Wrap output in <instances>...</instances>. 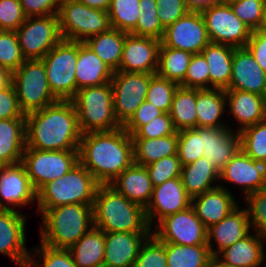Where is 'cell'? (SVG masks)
<instances>
[{
	"label": "cell",
	"instance_id": "6125c7cd",
	"mask_svg": "<svg viewBox=\"0 0 266 267\" xmlns=\"http://www.w3.org/2000/svg\"><path fill=\"white\" fill-rule=\"evenodd\" d=\"M76 1L83 3L84 5L90 8L107 11L112 0H76Z\"/></svg>",
	"mask_w": 266,
	"mask_h": 267
},
{
	"label": "cell",
	"instance_id": "8fae6325",
	"mask_svg": "<svg viewBox=\"0 0 266 267\" xmlns=\"http://www.w3.org/2000/svg\"><path fill=\"white\" fill-rule=\"evenodd\" d=\"M16 33L26 60L42 59L63 40L58 15L27 17Z\"/></svg>",
	"mask_w": 266,
	"mask_h": 267
},
{
	"label": "cell",
	"instance_id": "e0dca14e",
	"mask_svg": "<svg viewBox=\"0 0 266 267\" xmlns=\"http://www.w3.org/2000/svg\"><path fill=\"white\" fill-rule=\"evenodd\" d=\"M32 201H37V191L23 163L0 166V209L13 210L10 206L23 208Z\"/></svg>",
	"mask_w": 266,
	"mask_h": 267
},
{
	"label": "cell",
	"instance_id": "8d00e7d4",
	"mask_svg": "<svg viewBox=\"0 0 266 267\" xmlns=\"http://www.w3.org/2000/svg\"><path fill=\"white\" fill-rule=\"evenodd\" d=\"M169 114L177 132L196 128V89L178 86L173 96Z\"/></svg>",
	"mask_w": 266,
	"mask_h": 267
},
{
	"label": "cell",
	"instance_id": "9c48e42d",
	"mask_svg": "<svg viewBox=\"0 0 266 267\" xmlns=\"http://www.w3.org/2000/svg\"><path fill=\"white\" fill-rule=\"evenodd\" d=\"M60 31L64 40L84 42L111 28L107 11L90 8L76 0L60 3Z\"/></svg>",
	"mask_w": 266,
	"mask_h": 267
},
{
	"label": "cell",
	"instance_id": "ba28073f",
	"mask_svg": "<svg viewBox=\"0 0 266 267\" xmlns=\"http://www.w3.org/2000/svg\"><path fill=\"white\" fill-rule=\"evenodd\" d=\"M78 42L62 40L41 60L46 68L50 91L58 100H71L76 92Z\"/></svg>",
	"mask_w": 266,
	"mask_h": 267
},
{
	"label": "cell",
	"instance_id": "f907efd6",
	"mask_svg": "<svg viewBox=\"0 0 266 267\" xmlns=\"http://www.w3.org/2000/svg\"><path fill=\"white\" fill-rule=\"evenodd\" d=\"M179 86L198 90L210 89L209 67L202 53L192 55L186 76Z\"/></svg>",
	"mask_w": 266,
	"mask_h": 267
},
{
	"label": "cell",
	"instance_id": "2e32d148",
	"mask_svg": "<svg viewBox=\"0 0 266 267\" xmlns=\"http://www.w3.org/2000/svg\"><path fill=\"white\" fill-rule=\"evenodd\" d=\"M161 40L127 33L118 71L156 74Z\"/></svg>",
	"mask_w": 266,
	"mask_h": 267
},
{
	"label": "cell",
	"instance_id": "f6af8a7d",
	"mask_svg": "<svg viewBox=\"0 0 266 267\" xmlns=\"http://www.w3.org/2000/svg\"><path fill=\"white\" fill-rule=\"evenodd\" d=\"M25 60L16 31L0 30V67L12 73Z\"/></svg>",
	"mask_w": 266,
	"mask_h": 267
},
{
	"label": "cell",
	"instance_id": "03108f58",
	"mask_svg": "<svg viewBox=\"0 0 266 267\" xmlns=\"http://www.w3.org/2000/svg\"><path fill=\"white\" fill-rule=\"evenodd\" d=\"M258 30L266 32V1H265V4H264L262 20H261L260 27H259Z\"/></svg>",
	"mask_w": 266,
	"mask_h": 267
},
{
	"label": "cell",
	"instance_id": "8992f818",
	"mask_svg": "<svg viewBox=\"0 0 266 267\" xmlns=\"http://www.w3.org/2000/svg\"><path fill=\"white\" fill-rule=\"evenodd\" d=\"M71 101L82 134L112 131L122 127L114 114L111 83L81 88Z\"/></svg>",
	"mask_w": 266,
	"mask_h": 267
},
{
	"label": "cell",
	"instance_id": "b9f144b4",
	"mask_svg": "<svg viewBox=\"0 0 266 267\" xmlns=\"http://www.w3.org/2000/svg\"><path fill=\"white\" fill-rule=\"evenodd\" d=\"M139 16L136 28L131 34L137 36L153 37L161 40L165 28L158 16V6L155 0H140Z\"/></svg>",
	"mask_w": 266,
	"mask_h": 267
},
{
	"label": "cell",
	"instance_id": "3957f363",
	"mask_svg": "<svg viewBox=\"0 0 266 267\" xmlns=\"http://www.w3.org/2000/svg\"><path fill=\"white\" fill-rule=\"evenodd\" d=\"M94 227L104 232L152 233L145 209L110 185H99L93 204Z\"/></svg>",
	"mask_w": 266,
	"mask_h": 267
},
{
	"label": "cell",
	"instance_id": "be15d7a7",
	"mask_svg": "<svg viewBox=\"0 0 266 267\" xmlns=\"http://www.w3.org/2000/svg\"><path fill=\"white\" fill-rule=\"evenodd\" d=\"M11 83V73L0 67V90L5 88Z\"/></svg>",
	"mask_w": 266,
	"mask_h": 267
},
{
	"label": "cell",
	"instance_id": "9f6ffc18",
	"mask_svg": "<svg viewBox=\"0 0 266 267\" xmlns=\"http://www.w3.org/2000/svg\"><path fill=\"white\" fill-rule=\"evenodd\" d=\"M158 6L159 20L164 28L176 22L190 10L185 0H155Z\"/></svg>",
	"mask_w": 266,
	"mask_h": 267
},
{
	"label": "cell",
	"instance_id": "680465c9",
	"mask_svg": "<svg viewBox=\"0 0 266 267\" xmlns=\"http://www.w3.org/2000/svg\"><path fill=\"white\" fill-rule=\"evenodd\" d=\"M26 17L58 15L59 0H19Z\"/></svg>",
	"mask_w": 266,
	"mask_h": 267
},
{
	"label": "cell",
	"instance_id": "d6a6232c",
	"mask_svg": "<svg viewBox=\"0 0 266 267\" xmlns=\"http://www.w3.org/2000/svg\"><path fill=\"white\" fill-rule=\"evenodd\" d=\"M180 178L191 198L219 187L217 184L213 186L214 181H219V172L204 156L193 163L183 165Z\"/></svg>",
	"mask_w": 266,
	"mask_h": 267
},
{
	"label": "cell",
	"instance_id": "44dd1931",
	"mask_svg": "<svg viewBox=\"0 0 266 267\" xmlns=\"http://www.w3.org/2000/svg\"><path fill=\"white\" fill-rule=\"evenodd\" d=\"M229 128H194L202 136L203 156L219 173L240 149L239 132Z\"/></svg>",
	"mask_w": 266,
	"mask_h": 267
},
{
	"label": "cell",
	"instance_id": "484cf974",
	"mask_svg": "<svg viewBox=\"0 0 266 267\" xmlns=\"http://www.w3.org/2000/svg\"><path fill=\"white\" fill-rule=\"evenodd\" d=\"M229 113L239 123L238 132L266 119V97L250 92L225 89Z\"/></svg>",
	"mask_w": 266,
	"mask_h": 267
},
{
	"label": "cell",
	"instance_id": "9a60e30c",
	"mask_svg": "<svg viewBox=\"0 0 266 267\" xmlns=\"http://www.w3.org/2000/svg\"><path fill=\"white\" fill-rule=\"evenodd\" d=\"M210 42L200 11H189L166 27L161 39V45L191 54L201 53Z\"/></svg>",
	"mask_w": 266,
	"mask_h": 267
},
{
	"label": "cell",
	"instance_id": "f1b7e54d",
	"mask_svg": "<svg viewBox=\"0 0 266 267\" xmlns=\"http://www.w3.org/2000/svg\"><path fill=\"white\" fill-rule=\"evenodd\" d=\"M264 240L254 232L222 250L217 257L238 267H260L266 259Z\"/></svg>",
	"mask_w": 266,
	"mask_h": 267
},
{
	"label": "cell",
	"instance_id": "ffe728a7",
	"mask_svg": "<svg viewBox=\"0 0 266 267\" xmlns=\"http://www.w3.org/2000/svg\"><path fill=\"white\" fill-rule=\"evenodd\" d=\"M219 180L241 186L245 199L266 188V164L253 160L239 149L219 173Z\"/></svg>",
	"mask_w": 266,
	"mask_h": 267
},
{
	"label": "cell",
	"instance_id": "6f0895ef",
	"mask_svg": "<svg viewBox=\"0 0 266 267\" xmlns=\"http://www.w3.org/2000/svg\"><path fill=\"white\" fill-rule=\"evenodd\" d=\"M25 118L12 83L0 90V120Z\"/></svg>",
	"mask_w": 266,
	"mask_h": 267
},
{
	"label": "cell",
	"instance_id": "7dc6e473",
	"mask_svg": "<svg viewBox=\"0 0 266 267\" xmlns=\"http://www.w3.org/2000/svg\"><path fill=\"white\" fill-rule=\"evenodd\" d=\"M177 155L182 166L203 157L202 136L195 129L178 131Z\"/></svg>",
	"mask_w": 266,
	"mask_h": 267
},
{
	"label": "cell",
	"instance_id": "52a82bcc",
	"mask_svg": "<svg viewBox=\"0 0 266 267\" xmlns=\"http://www.w3.org/2000/svg\"><path fill=\"white\" fill-rule=\"evenodd\" d=\"M18 104L22 112L38 111L58 101L50 91L46 68L41 59L25 60L11 73Z\"/></svg>",
	"mask_w": 266,
	"mask_h": 267
},
{
	"label": "cell",
	"instance_id": "4316f807",
	"mask_svg": "<svg viewBox=\"0 0 266 267\" xmlns=\"http://www.w3.org/2000/svg\"><path fill=\"white\" fill-rule=\"evenodd\" d=\"M109 185L129 201L144 209L151 201L153 185L145 166L133 163Z\"/></svg>",
	"mask_w": 266,
	"mask_h": 267
},
{
	"label": "cell",
	"instance_id": "816d5d0a",
	"mask_svg": "<svg viewBox=\"0 0 266 267\" xmlns=\"http://www.w3.org/2000/svg\"><path fill=\"white\" fill-rule=\"evenodd\" d=\"M266 0H239L229 2L234 14L252 31L260 27Z\"/></svg>",
	"mask_w": 266,
	"mask_h": 267
},
{
	"label": "cell",
	"instance_id": "003e7915",
	"mask_svg": "<svg viewBox=\"0 0 266 267\" xmlns=\"http://www.w3.org/2000/svg\"><path fill=\"white\" fill-rule=\"evenodd\" d=\"M234 1H239V0H222V2H225V3L234 2Z\"/></svg>",
	"mask_w": 266,
	"mask_h": 267
},
{
	"label": "cell",
	"instance_id": "5b68a950",
	"mask_svg": "<svg viewBox=\"0 0 266 267\" xmlns=\"http://www.w3.org/2000/svg\"><path fill=\"white\" fill-rule=\"evenodd\" d=\"M99 185L78 162L67 174L46 183L37 191V207L50 209L66 204L93 205Z\"/></svg>",
	"mask_w": 266,
	"mask_h": 267
},
{
	"label": "cell",
	"instance_id": "91938a15",
	"mask_svg": "<svg viewBox=\"0 0 266 267\" xmlns=\"http://www.w3.org/2000/svg\"><path fill=\"white\" fill-rule=\"evenodd\" d=\"M257 64L266 72V32L253 30L246 44Z\"/></svg>",
	"mask_w": 266,
	"mask_h": 267
},
{
	"label": "cell",
	"instance_id": "7402d4cb",
	"mask_svg": "<svg viewBox=\"0 0 266 267\" xmlns=\"http://www.w3.org/2000/svg\"><path fill=\"white\" fill-rule=\"evenodd\" d=\"M226 89L250 92L266 97V72L246 47L234 49L232 75Z\"/></svg>",
	"mask_w": 266,
	"mask_h": 267
},
{
	"label": "cell",
	"instance_id": "e7e4bbea",
	"mask_svg": "<svg viewBox=\"0 0 266 267\" xmlns=\"http://www.w3.org/2000/svg\"><path fill=\"white\" fill-rule=\"evenodd\" d=\"M209 267H238V266H233L226 264L225 262L221 261L217 256H212Z\"/></svg>",
	"mask_w": 266,
	"mask_h": 267
},
{
	"label": "cell",
	"instance_id": "74e56055",
	"mask_svg": "<svg viewBox=\"0 0 266 267\" xmlns=\"http://www.w3.org/2000/svg\"><path fill=\"white\" fill-rule=\"evenodd\" d=\"M208 245H177L166 243L167 267H209Z\"/></svg>",
	"mask_w": 266,
	"mask_h": 267
},
{
	"label": "cell",
	"instance_id": "d4e9b609",
	"mask_svg": "<svg viewBox=\"0 0 266 267\" xmlns=\"http://www.w3.org/2000/svg\"><path fill=\"white\" fill-rule=\"evenodd\" d=\"M191 205L206 228L218 223L238 206L231 192L221 184L193 197Z\"/></svg>",
	"mask_w": 266,
	"mask_h": 267
},
{
	"label": "cell",
	"instance_id": "ab89813d",
	"mask_svg": "<svg viewBox=\"0 0 266 267\" xmlns=\"http://www.w3.org/2000/svg\"><path fill=\"white\" fill-rule=\"evenodd\" d=\"M140 0H112L107 10L111 28L131 33L137 25Z\"/></svg>",
	"mask_w": 266,
	"mask_h": 267
},
{
	"label": "cell",
	"instance_id": "7c38bea8",
	"mask_svg": "<svg viewBox=\"0 0 266 267\" xmlns=\"http://www.w3.org/2000/svg\"><path fill=\"white\" fill-rule=\"evenodd\" d=\"M200 12L212 43L246 47L252 30L234 14L229 3L221 1Z\"/></svg>",
	"mask_w": 266,
	"mask_h": 267
},
{
	"label": "cell",
	"instance_id": "4dcf8cb0",
	"mask_svg": "<svg viewBox=\"0 0 266 267\" xmlns=\"http://www.w3.org/2000/svg\"><path fill=\"white\" fill-rule=\"evenodd\" d=\"M234 47L210 42L201 53L209 67L210 89H226L232 75Z\"/></svg>",
	"mask_w": 266,
	"mask_h": 267
},
{
	"label": "cell",
	"instance_id": "ee69618b",
	"mask_svg": "<svg viewBox=\"0 0 266 267\" xmlns=\"http://www.w3.org/2000/svg\"><path fill=\"white\" fill-rule=\"evenodd\" d=\"M179 84L153 74L150 79L146 101L152 103L164 113H169L172 105V100Z\"/></svg>",
	"mask_w": 266,
	"mask_h": 267
},
{
	"label": "cell",
	"instance_id": "60d3db41",
	"mask_svg": "<svg viewBox=\"0 0 266 267\" xmlns=\"http://www.w3.org/2000/svg\"><path fill=\"white\" fill-rule=\"evenodd\" d=\"M240 149L255 161L266 164V119L239 132Z\"/></svg>",
	"mask_w": 266,
	"mask_h": 267
},
{
	"label": "cell",
	"instance_id": "11a10c76",
	"mask_svg": "<svg viewBox=\"0 0 266 267\" xmlns=\"http://www.w3.org/2000/svg\"><path fill=\"white\" fill-rule=\"evenodd\" d=\"M163 113L162 110L145 100L122 127L132 136L141 126Z\"/></svg>",
	"mask_w": 266,
	"mask_h": 267
},
{
	"label": "cell",
	"instance_id": "836d02e7",
	"mask_svg": "<svg viewBox=\"0 0 266 267\" xmlns=\"http://www.w3.org/2000/svg\"><path fill=\"white\" fill-rule=\"evenodd\" d=\"M105 232L93 227L68 250L77 267H103Z\"/></svg>",
	"mask_w": 266,
	"mask_h": 267
},
{
	"label": "cell",
	"instance_id": "a7ac6f4b",
	"mask_svg": "<svg viewBox=\"0 0 266 267\" xmlns=\"http://www.w3.org/2000/svg\"><path fill=\"white\" fill-rule=\"evenodd\" d=\"M60 1V3H62V2H65V1H69V0H59Z\"/></svg>",
	"mask_w": 266,
	"mask_h": 267
},
{
	"label": "cell",
	"instance_id": "681fc988",
	"mask_svg": "<svg viewBox=\"0 0 266 267\" xmlns=\"http://www.w3.org/2000/svg\"><path fill=\"white\" fill-rule=\"evenodd\" d=\"M153 187L161 185L166 180L179 178L182 171V164L178 155H171L152 162L145 166Z\"/></svg>",
	"mask_w": 266,
	"mask_h": 267
},
{
	"label": "cell",
	"instance_id": "d6986e66",
	"mask_svg": "<svg viewBox=\"0 0 266 267\" xmlns=\"http://www.w3.org/2000/svg\"><path fill=\"white\" fill-rule=\"evenodd\" d=\"M191 203L192 198L185 191L180 177L166 180L161 185L153 187L151 201L145 209L150 228L157 217L159 222L166 216L186 209Z\"/></svg>",
	"mask_w": 266,
	"mask_h": 267
},
{
	"label": "cell",
	"instance_id": "db71d44e",
	"mask_svg": "<svg viewBox=\"0 0 266 267\" xmlns=\"http://www.w3.org/2000/svg\"><path fill=\"white\" fill-rule=\"evenodd\" d=\"M26 18L19 0H0V30L16 31Z\"/></svg>",
	"mask_w": 266,
	"mask_h": 267
},
{
	"label": "cell",
	"instance_id": "f5cc1de1",
	"mask_svg": "<svg viewBox=\"0 0 266 267\" xmlns=\"http://www.w3.org/2000/svg\"><path fill=\"white\" fill-rule=\"evenodd\" d=\"M176 132L169 113L155 117L146 125L141 126L133 135L132 139H155L170 136Z\"/></svg>",
	"mask_w": 266,
	"mask_h": 267
},
{
	"label": "cell",
	"instance_id": "277c9868",
	"mask_svg": "<svg viewBox=\"0 0 266 267\" xmlns=\"http://www.w3.org/2000/svg\"><path fill=\"white\" fill-rule=\"evenodd\" d=\"M42 217L41 242L58 249H69L94 227L93 205L66 204L38 209Z\"/></svg>",
	"mask_w": 266,
	"mask_h": 267
},
{
	"label": "cell",
	"instance_id": "5bb4252c",
	"mask_svg": "<svg viewBox=\"0 0 266 267\" xmlns=\"http://www.w3.org/2000/svg\"><path fill=\"white\" fill-rule=\"evenodd\" d=\"M152 234L161 242L177 245H207V228L193 206L166 216Z\"/></svg>",
	"mask_w": 266,
	"mask_h": 267
},
{
	"label": "cell",
	"instance_id": "30bf717a",
	"mask_svg": "<svg viewBox=\"0 0 266 267\" xmlns=\"http://www.w3.org/2000/svg\"><path fill=\"white\" fill-rule=\"evenodd\" d=\"M21 162L38 191L46 183L67 174L79 162L78 151L25 148Z\"/></svg>",
	"mask_w": 266,
	"mask_h": 267
},
{
	"label": "cell",
	"instance_id": "6da1fadb",
	"mask_svg": "<svg viewBox=\"0 0 266 267\" xmlns=\"http://www.w3.org/2000/svg\"><path fill=\"white\" fill-rule=\"evenodd\" d=\"M78 160L100 185H109L134 163L132 136L123 127L84 133L79 143Z\"/></svg>",
	"mask_w": 266,
	"mask_h": 267
},
{
	"label": "cell",
	"instance_id": "d590c367",
	"mask_svg": "<svg viewBox=\"0 0 266 267\" xmlns=\"http://www.w3.org/2000/svg\"><path fill=\"white\" fill-rule=\"evenodd\" d=\"M134 163L146 166L154 161L177 155L178 132L155 139H133Z\"/></svg>",
	"mask_w": 266,
	"mask_h": 267
},
{
	"label": "cell",
	"instance_id": "ac0fdd59",
	"mask_svg": "<svg viewBox=\"0 0 266 267\" xmlns=\"http://www.w3.org/2000/svg\"><path fill=\"white\" fill-rule=\"evenodd\" d=\"M25 216L16 209H0V254L8 256L18 267H27L30 255L25 247Z\"/></svg>",
	"mask_w": 266,
	"mask_h": 267
},
{
	"label": "cell",
	"instance_id": "1f68e13d",
	"mask_svg": "<svg viewBox=\"0 0 266 267\" xmlns=\"http://www.w3.org/2000/svg\"><path fill=\"white\" fill-rule=\"evenodd\" d=\"M224 89H196L197 127H228L219 119L225 111Z\"/></svg>",
	"mask_w": 266,
	"mask_h": 267
},
{
	"label": "cell",
	"instance_id": "e575fe53",
	"mask_svg": "<svg viewBox=\"0 0 266 267\" xmlns=\"http://www.w3.org/2000/svg\"><path fill=\"white\" fill-rule=\"evenodd\" d=\"M126 34V32L110 28L106 32L89 37L84 43L116 72L120 67Z\"/></svg>",
	"mask_w": 266,
	"mask_h": 267
},
{
	"label": "cell",
	"instance_id": "7bdbcfd3",
	"mask_svg": "<svg viewBox=\"0 0 266 267\" xmlns=\"http://www.w3.org/2000/svg\"><path fill=\"white\" fill-rule=\"evenodd\" d=\"M32 250L34 255L30 253L27 267H77L68 249L53 248L40 243V246ZM36 256L40 258L37 261Z\"/></svg>",
	"mask_w": 266,
	"mask_h": 267
},
{
	"label": "cell",
	"instance_id": "7a4b0ae2",
	"mask_svg": "<svg viewBox=\"0 0 266 267\" xmlns=\"http://www.w3.org/2000/svg\"><path fill=\"white\" fill-rule=\"evenodd\" d=\"M26 148L78 151L82 133L71 100L57 102L25 115Z\"/></svg>",
	"mask_w": 266,
	"mask_h": 267
},
{
	"label": "cell",
	"instance_id": "bcb514c9",
	"mask_svg": "<svg viewBox=\"0 0 266 267\" xmlns=\"http://www.w3.org/2000/svg\"><path fill=\"white\" fill-rule=\"evenodd\" d=\"M132 267H167L166 243L151 234L143 243Z\"/></svg>",
	"mask_w": 266,
	"mask_h": 267
},
{
	"label": "cell",
	"instance_id": "f546056e",
	"mask_svg": "<svg viewBox=\"0 0 266 267\" xmlns=\"http://www.w3.org/2000/svg\"><path fill=\"white\" fill-rule=\"evenodd\" d=\"M25 148V118L1 119L0 166L21 162Z\"/></svg>",
	"mask_w": 266,
	"mask_h": 267
},
{
	"label": "cell",
	"instance_id": "83f0119b",
	"mask_svg": "<svg viewBox=\"0 0 266 267\" xmlns=\"http://www.w3.org/2000/svg\"><path fill=\"white\" fill-rule=\"evenodd\" d=\"M113 74L114 71L84 42H78V59L75 71L77 91L84 87L110 83Z\"/></svg>",
	"mask_w": 266,
	"mask_h": 267
},
{
	"label": "cell",
	"instance_id": "cb8c5ba5",
	"mask_svg": "<svg viewBox=\"0 0 266 267\" xmlns=\"http://www.w3.org/2000/svg\"><path fill=\"white\" fill-rule=\"evenodd\" d=\"M152 233L105 232L103 267H132Z\"/></svg>",
	"mask_w": 266,
	"mask_h": 267
},
{
	"label": "cell",
	"instance_id": "f35d334b",
	"mask_svg": "<svg viewBox=\"0 0 266 267\" xmlns=\"http://www.w3.org/2000/svg\"><path fill=\"white\" fill-rule=\"evenodd\" d=\"M192 55L184 50L161 45L157 74L180 84L186 76Z\"/></svg>",
	"mask_w": 266,
	"mask_h": 267
},
{
	"label": "cell",
	"instance_id": "4fadbf2b",
	"mask_svg": "<svg viewBox=\"0 0 266 267\" xmlns=\"http://www.w3.org/2000/svg\"><path fill=\"white\" fill-rule=\"evenodd\" d=\"M153 74L116 71L112 85L113 110L116 120L123 126L145 101Z\"/></svg>",
	"mask_w": 266,
	"mask_h": 267
},
{
	"label": "cell",
	"instance_id": "c3c4849f",
	"mask_svg": "<svg viewBox=\"0 0 266 267\" xmlns=\"http://www.w3.org/2000/svg\"><path fill=\"white\" fill-rule=\"evenodd\" d=\"M250 226L266 241V188L253 192L245 198Z\"/></svg>",
	"mask_w": 266,
	"mask_h": 267
},
{
	"label": "cell",
	"instance_id": "603a6c76",
	"mask_svg": "<svg viewBox=\"0 0 266 267\" xmlns=\"http://www.w3.org/2000/svg\"><path fill=\"white\" fill-rule=\"evenodd\" d=\"M237 206L225 218L207 228V245L212 256L243 239L250 233V221L247 208ZM217 250L213 249V241Z\"/></svg>",
	"mask_w": 266,
	"mask_h": 267
},
{
	"label": "cell",
	"instance_id": "94428289",
	"mask_svg": "<svg viewBox=\"0 0 266 267\" xmlns=\"http://www.w3.org/2000/svg\"><path fill=\"white\" fill-rule=\"evenodd\" d=\"M221 1L222 0H185V4L190 11H201L205 7H209Z\"/></svg>",
	"mask_w": 266,
	"mask_h": 267
}]
</instances>
